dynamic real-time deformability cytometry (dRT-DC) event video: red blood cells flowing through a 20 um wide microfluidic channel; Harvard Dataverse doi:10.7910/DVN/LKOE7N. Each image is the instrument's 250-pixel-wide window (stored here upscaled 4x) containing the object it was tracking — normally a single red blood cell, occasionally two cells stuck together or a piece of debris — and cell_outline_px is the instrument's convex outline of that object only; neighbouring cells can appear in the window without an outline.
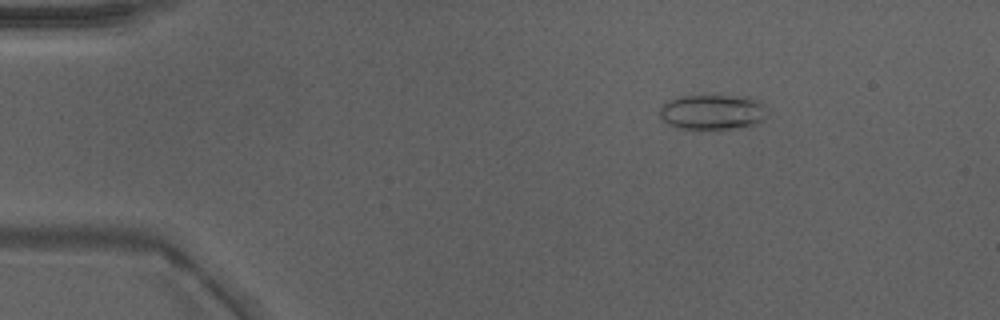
{"species": "Egyptian fruit bat (a non-hibernating species)", "species_latin": "Rousettus aegyptiacus", "temperature_condition": "warm", "stored_images_in_passage": 26, "camera_frame_rate_fps": 3000, "um_per_image_px": 0.085, "animal": {"sex": "male"}, "frame": {"image": 1, "passage_image": 8, "time_ms": 2.333, "image_size_px": [1000, 320], "cell_outline_px": [[768, 116], [760, 124], [752, 128], [700, 132], [676, 128], [660, 120], [660, 108], [668, 100], [680, 96], [704, 92], [720, 92], [748, 96], [760, 100], [764, 104]], "centroid_in_image_um": [60.63, 9.52], "position_along_channel_um": 24.4, "area_um2": 24.85}}
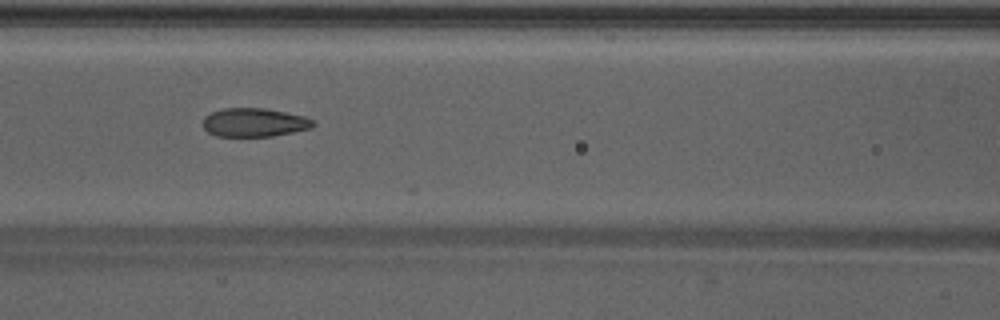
{"frame": {"image": 2, "passage_image": 22, "time_ms": 7.0, "image_size_px": [1000, 320], "cell_outline_px": [[316, 124], [312, 128], [272, 136], [216, 136], [208, 132], [204, 128], [204, 116], [212, 112], [224, 108], [264, 108], [304, 116], [312, 120]], "centroid_in_image_um": [21.61, 10.41], "position_along_channel_um": 145.0, "area_um2": 18.26}}
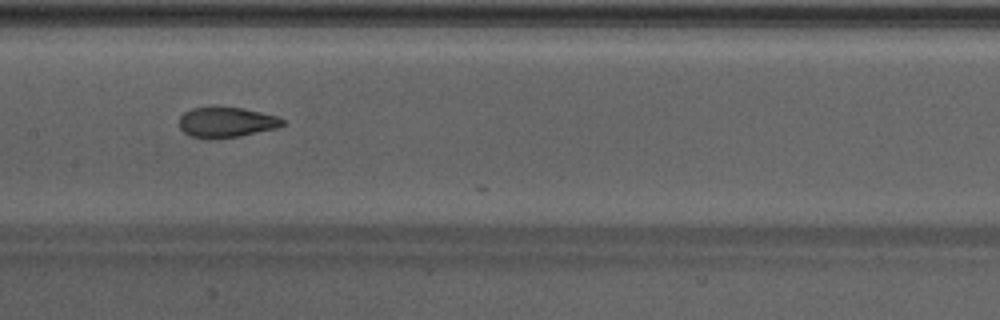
{"frame": {"image": 3, "passage_image": 25, "time_ms": 8.0, "image_size_px": [1000, 320], "cell_outline_px": [[284, 124], [276, 128], [240, 136], [208, 140], [192, 136], [184, 132], [180, 128], [180, 116], [184, 112], [192, 108], [244, 108], [280, 116], [284, 120]], "centroid_in_image_um": [19.26, 10.41], "position_along_channel_um": 188.1, "area_um2": 18.21}}